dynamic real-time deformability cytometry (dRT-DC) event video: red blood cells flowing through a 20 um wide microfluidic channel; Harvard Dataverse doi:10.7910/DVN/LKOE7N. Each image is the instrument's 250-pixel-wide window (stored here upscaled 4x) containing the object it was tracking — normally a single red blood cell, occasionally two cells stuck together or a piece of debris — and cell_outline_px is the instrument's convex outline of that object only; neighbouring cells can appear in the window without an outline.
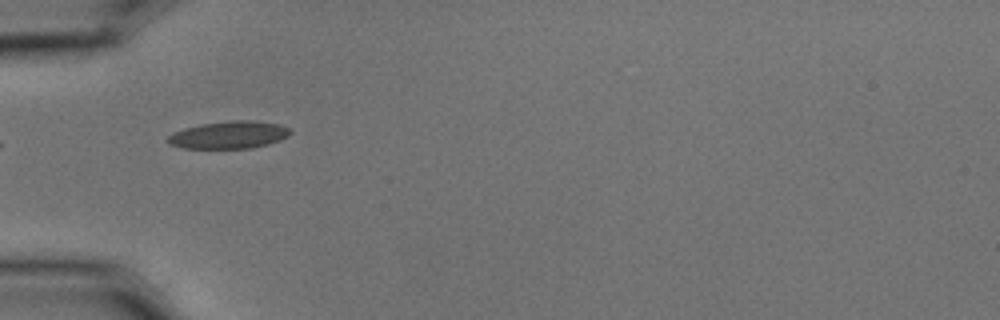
{"species": "common noctule bat (a hibernating species)", "species_latin": "Nyctalus noctula", "temperature_condition": "cold", "stored_images_in_passage": 5, "camera_frame_rate_fps": 3000, "um_per_image_px": 0.085, "animal": {"sex": "male", "body_mass_g": 15.6}, "frame": {"image": 1, "passage_image": 4, "time_ms": 1.0, "image_size_px": [1000, 320], "cell_outline_px": [[292, 132], [288, 136], [280, 140], [268, 144], [252, 148], [184, 148], [168, 144], [164, 140], [172, 132], [184, 128], [200, 124], [232, 120], [252, 120], [280, 124], [288, 128]], "centroid_in_image_um": [19.43, 11.46], "position_along_channel_um": 65.6, "area_um2": 19.77}}